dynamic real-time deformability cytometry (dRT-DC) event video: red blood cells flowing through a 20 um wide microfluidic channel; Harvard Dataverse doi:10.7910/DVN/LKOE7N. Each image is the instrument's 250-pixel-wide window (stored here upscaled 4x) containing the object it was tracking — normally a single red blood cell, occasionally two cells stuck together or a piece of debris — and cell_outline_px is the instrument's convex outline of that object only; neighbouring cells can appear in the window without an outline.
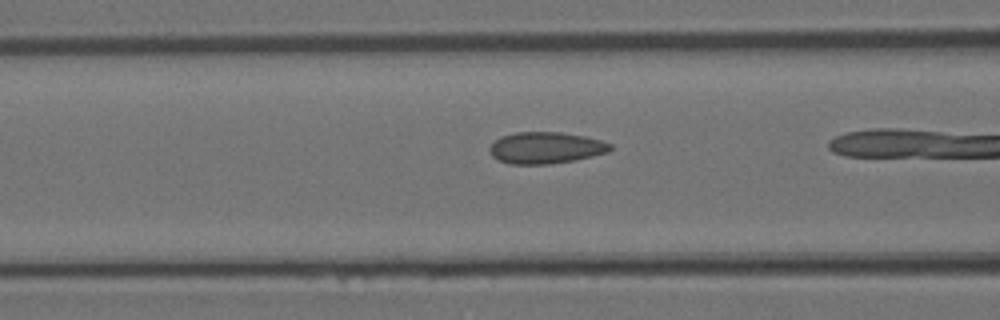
{"species": "Egyptian fruit bat (a non-hibernating species)", "species_latin": "Rousettus aegyptiacus", "temperature_condition": "room temperature", "stored_images_in_passage": 10, "camera_frame_rate_fps": 3000, "um_per_image_px": 0.085, "animal": {"sex": "female"}, "frame": {"image": 1, "passage_image": 9, "time_ms": 2.667, "image_size_px": [1000, 320], "cell_outline_px": [[612, 148], [608, 152], [592, 156], [572, 160], [548, 164], [508, 164], [492, 156], [488, 148], [500, 136], [516, 132], [560, 132], [584, 136], [600, 140], [612, 144]], "centroid_in_image_um": [46.37, 12.56], "position_along_channel_um": 120.2, "area_um2": 22.08}}